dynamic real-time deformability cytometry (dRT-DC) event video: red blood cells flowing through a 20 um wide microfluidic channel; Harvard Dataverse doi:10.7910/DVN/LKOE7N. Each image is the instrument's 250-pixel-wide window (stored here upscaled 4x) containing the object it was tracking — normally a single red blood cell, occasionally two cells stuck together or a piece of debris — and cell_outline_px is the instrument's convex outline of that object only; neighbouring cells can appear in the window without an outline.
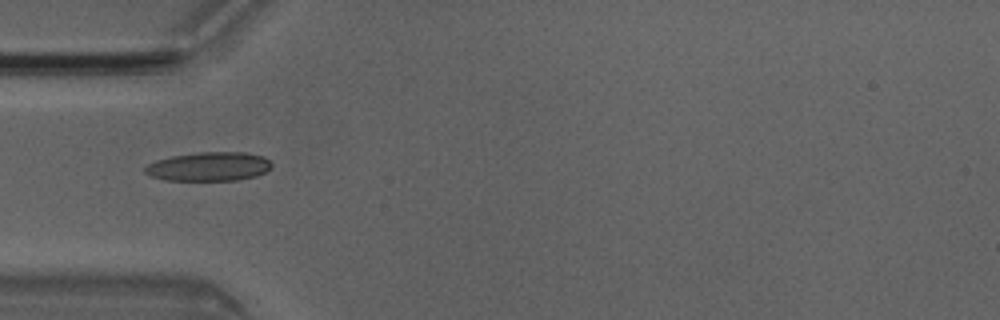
{"species": "Egyptian fruit bat (a non-hibernating species)", "species_latin": "Rousettus aegyptiacus", "temperature_condition": "room temperature", "stored_images_in_passage": 5, "camera_frame_rate_fps": 3000, "um_per_image_px": 0.085, "animal": {"sex": "male"}, "frame": {"image": 1, "passage_image": 4, "time_ms": 1.0, "image_size_px": [1000, 320], "cell_outline_px": [[272, 164], [264, 172], [256, 176], [236, 180], [164, 180], [152, 176], [144, 172], [144, 168], [148, 164], [156, 160], [172, 156], [196, 152], [248, 152], [264, 156]], "centroid_in_image_um": [17.75, 14.14], "position_along_channel_um": 67.3, "area_um2": 21.33}}